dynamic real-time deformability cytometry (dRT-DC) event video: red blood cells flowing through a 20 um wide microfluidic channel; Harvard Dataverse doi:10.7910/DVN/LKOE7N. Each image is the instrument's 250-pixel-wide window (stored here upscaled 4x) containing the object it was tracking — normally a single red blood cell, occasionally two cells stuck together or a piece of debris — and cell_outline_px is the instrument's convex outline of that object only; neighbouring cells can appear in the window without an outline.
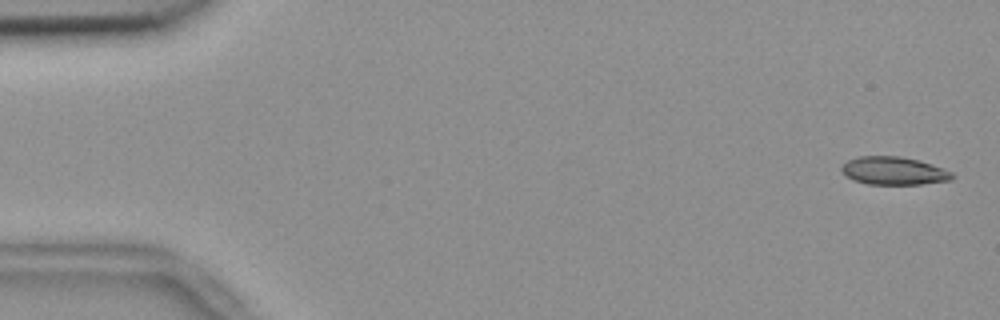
{"species": "common noctule bat (a hibernating species)", "species_latin": "Nyctalus noctula", "temperature_condition": "room temperature", "stored_images_in_passage": 57, "segment_of_instrument_passage": [1, 2], "camera_frame_rate_fps": 3000, "um_per_image_px": 0.085, "animal": {"sex": "female", "body_mass_g": 18.4}, "frame": {"image": 1, "passage_image": 2, "time_ms": 0.333, "image_size_px": [1000, 320], "cell_outline_px": [[956, 176], [952, 180], [920, 184], [868, 184], [852, 180], [840, 172], [840, 168], [848, 160], [856, 156], [900, 156], [932, 164], [944, 168], [952, 172]], "centroid_in_image_um": [75.96, 14.52], "position_along_channel_um": 9.0, "area_um2": 18.21}}
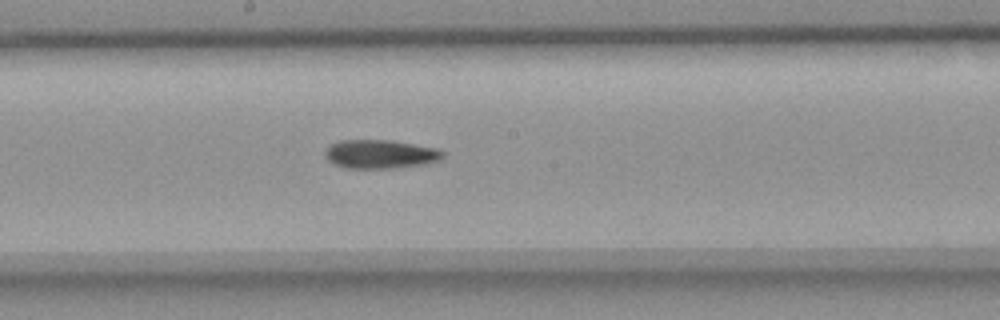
{"frame": {"image": 2, "passage_image": 30, "time_ms": 9.667, "image_size_px": [1000, 320], "cell_outline_px": [[444, 156], [440, 160], [428, 164], [396, 168], [344, 168], [328, 160], [324, 152], [328, 144], [340, 140], [392, 140], [440, 148], [444, 152]], "centroid_in_image_um": [32.37, 13.09], "position_along_channel_um": 215.8, "area_um2": 20.11}}
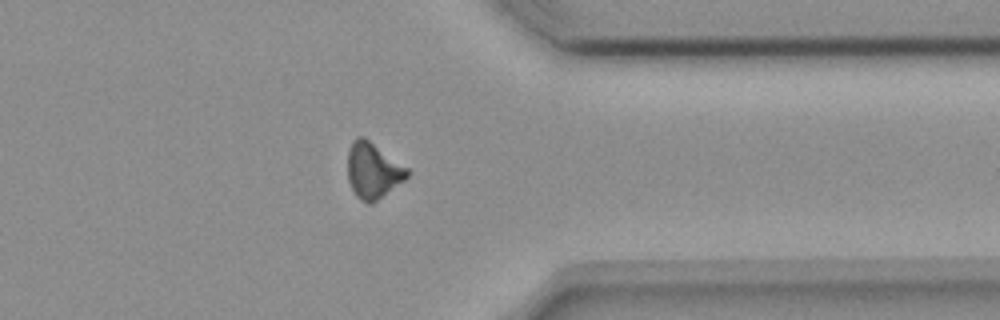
{"frame": {"image": 3, "passage_image": 44, "time_ms": 14.333, "image_size_px": [1000, 320], "cell_outline_px": [[412, 172], [404, 180], [372, 204], [368, 204], [360, 200], [356, 196], [348, 180], [348, 152], [352, 140], [356, 136], [364, 136], [408, 168]], "centroid_in_image_um": [31.7, 14.49], "position_along_channel_um": 379.7, "area_um2": 19.42}}